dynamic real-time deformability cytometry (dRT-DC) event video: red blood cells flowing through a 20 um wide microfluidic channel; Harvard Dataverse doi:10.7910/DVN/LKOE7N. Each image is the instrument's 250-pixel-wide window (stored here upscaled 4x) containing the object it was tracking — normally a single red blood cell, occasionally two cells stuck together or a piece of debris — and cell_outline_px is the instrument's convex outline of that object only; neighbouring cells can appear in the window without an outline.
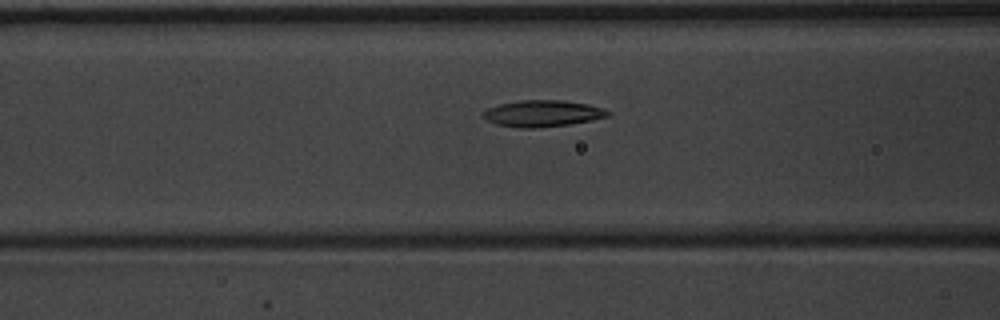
{"species": "common noctule bat (a hibernating species)", "species_latin": "Nyctalus noctula", "temperature_condition": "warm", "stored_images_in_passage": 44, "camera_frame_rate_fps": 3000, "um_per_image_px": 0.085, "animal": {"sex": "male", "body_mass_g": 20.1, "forearm_length_mm": 53.5}, "frame": {"image": 1, "passage_image": 13, "time_ms": 4.0, "image_size_px": [1000, 320], "cell_outline_px": [[612, 112], [608, 116], [592, 120], [568, 124], [532, 128], [516, 128], [496, 124], [480, 116], [480, 112], [488, 108], [500, 104], [520, 100], [564, 100], [588, 104], [604, 108]], "centroid_in_image_um": [46.09, 9.64], "position_along_channel_um": 120.5, "area_um2": 19.36}}
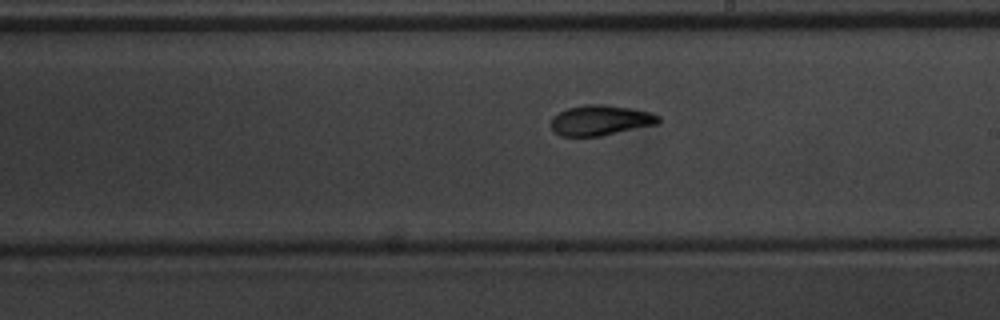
{"frame": {"image": 2, "passage_image": 22, "time_ms": 7.0, "image_size_px": [1000, 320], "cell_outline_px": [[660, 120], [656, 124], [600, 136], [560, 136], [552, 128], [552, 116], [568, 108], [584, 104], [608, 104], [652, 112], [660, 116]], "centroid_in_image_um": [51.05, 10.21], "position_along_channel_um": 238.0, "area_um2": 18.9}}
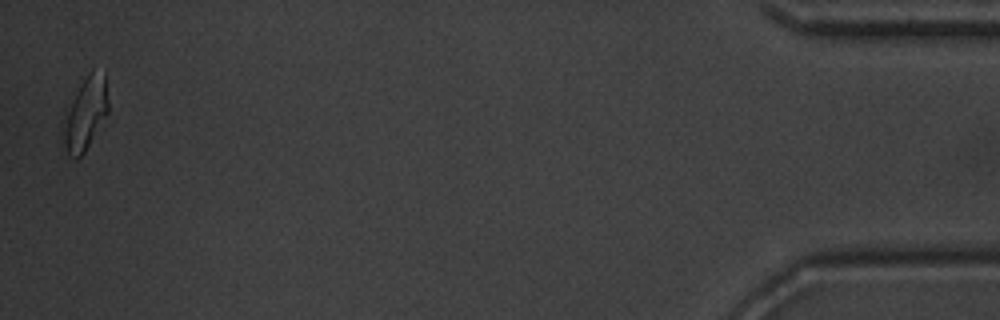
{"frame": {"image": 3, "passage_image": 43, "time_ms": 14.0, "image_size_px": [1000, 320], "cell_outline_px": [[108, 112], [84, 152], [76, 160], [68, 156], [64, 144], [64, 128], [68, 112], [80, 84], [88, 72], [92, 68], [104, 72], [108, 100]], "centroid_in_image_um": [7.3, 9.64], "position_along_channel_um": 427.9, "area_um2": 18.32}, "authors_computed_cell_mechanics": {"area_um2": 18.6694, "velocity_mm_per_s": 3.9153, "shape_relaxation_time_tau1_ms": 3.4028, "shape_relaxation_time_tau2_ms": 2.8602, "deformation_change_tau1": 0.1723, "deformation_change_tau2": 0.0671}}